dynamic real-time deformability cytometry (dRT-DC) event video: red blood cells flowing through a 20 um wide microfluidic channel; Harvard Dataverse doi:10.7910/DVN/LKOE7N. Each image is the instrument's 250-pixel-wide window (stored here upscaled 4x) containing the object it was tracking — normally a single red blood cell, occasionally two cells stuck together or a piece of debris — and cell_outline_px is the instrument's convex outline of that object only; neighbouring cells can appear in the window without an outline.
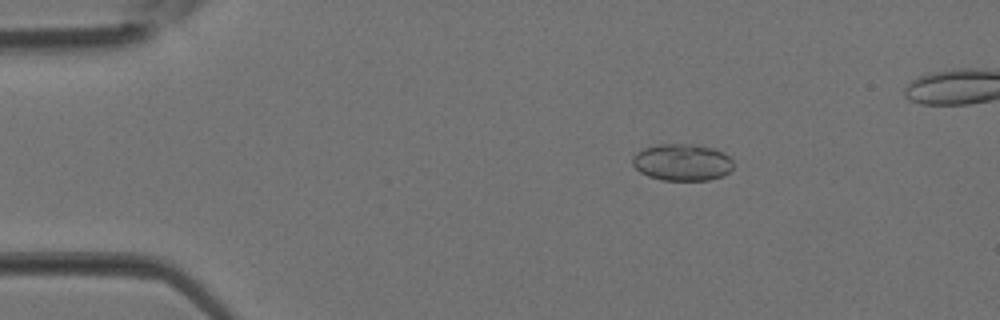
{"species": "Egyptian fruit bat (a non-hibernating species)", "species_latin": "Rousettus aegyptiacus", "temperature_condition": "room temperature", "stored_images_in_passage": 36, "camera_frame_rate_fps": 3000, "um_per_image_px": 0.085, "animal": {"sex": "female"}, "frame": {"image": 1, "passage_image": 7, "time_ms": 2.0, "image_size_px": [1000, 320], "cell_outline_px": [[732, 168], [724, 176], [708, 180], [664, 180], [648, 176], [640, 172], [632, 164], [632, 156], [636, 152], [644, 148], [656, 144], [692, 144], [712, 148], [724, 152], [732, 160]], "centroid_in_image_um": [57.96, 13.79], "position_along_channel_um": 27.0, "area_um2": 21.73}}
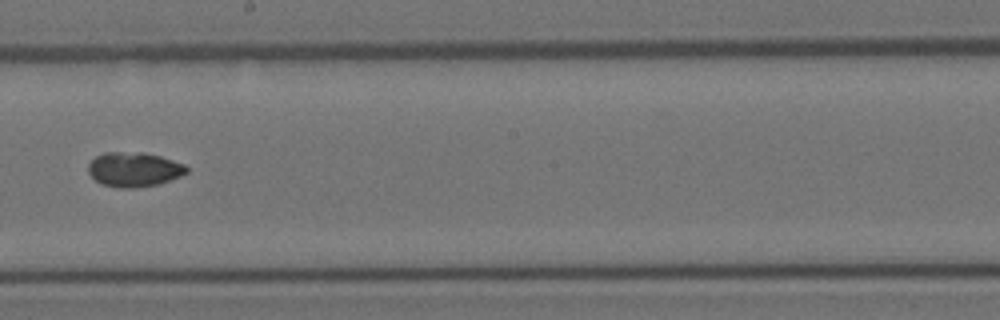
{"frame": {"image": 2, "passage_image": 22, "time_ms": 7.0, "image_size_px": [1000, 320], "cell_outline_px": [[188, 172], [180, 176], [156, 184], [136, 188], [120, 188], [100, 184], [88, 172], [88, 164], [96, 156], [104, 152], [144, 152], [160, 156], [184, 164], [188, 168]], "centroid_in_image_um": [11.37, 14.4], "position_along_channel_um": 236.8, "area_um2": 19.77}}
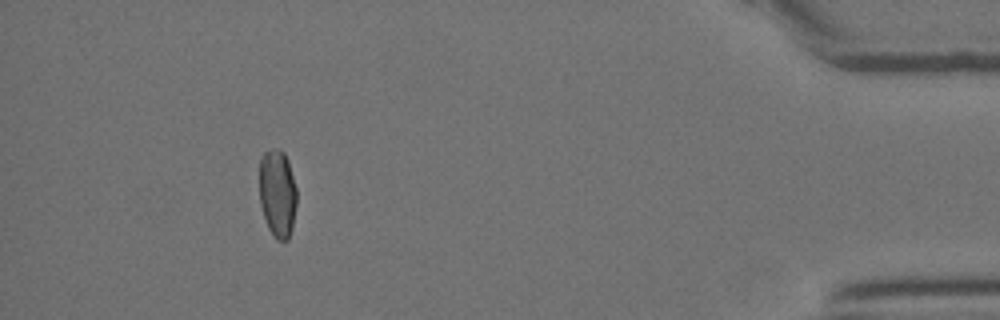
{"frame": {"image": 3, "passage_image": 35, "time_ms": 11.333, "image_size_px": [1000, 320], "cell_outline_px": [[296, 204], [292, 228], [288, 240], [276, 240], [268, 228], [260, 204], [260, 156], [264, 152], [276, 148], [280, 148], [284, 152], [288, 160], [296, 188]], "centroid_in_image_um": [23.58, 16.42], "position_along_channel_um": 411.6, "area_um2": 19.19}}